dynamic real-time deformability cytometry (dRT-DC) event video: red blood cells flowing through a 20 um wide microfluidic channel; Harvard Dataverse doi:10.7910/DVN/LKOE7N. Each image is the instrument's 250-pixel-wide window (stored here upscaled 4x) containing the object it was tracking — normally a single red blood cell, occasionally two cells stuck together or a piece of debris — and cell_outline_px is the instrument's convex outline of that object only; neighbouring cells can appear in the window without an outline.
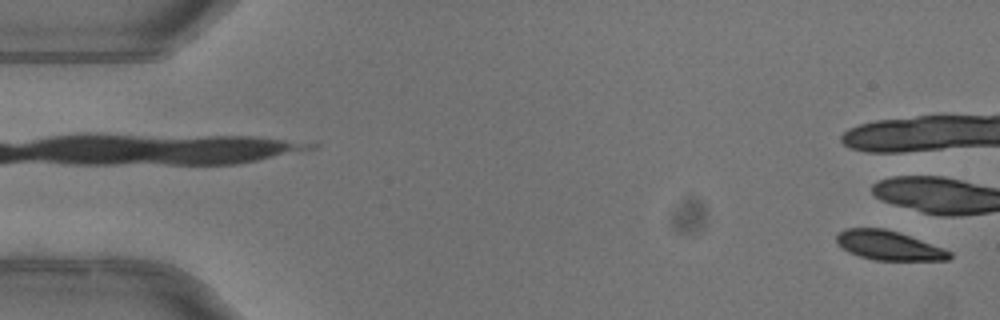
{"species": "common noctule bat (a hibernating species)", "species_latin": "Nyctalus noctula", "temperature_condition": "warm", "stored_images_in_passage": 8, "camera_frame_rate_fps": 3000, "um_per_image_px": 0.085, "animal": {"sex": "female"}, "frame": {"image": 1, "passage_image": 1, "time_ms": 0.0, "image_size_px": [1000, 320], "cell_outline_px": [[952, 256], [948, 260], [872, 260], [848, 252], [836, 244], [836, 236], [844, 228], [884, 228], [900, 232], [944, 248], [952, 252]], "centroid_in_image_um": [75.54, 20.86], "position_along_channel_um": 9.5, "area_um2": 19.48}}